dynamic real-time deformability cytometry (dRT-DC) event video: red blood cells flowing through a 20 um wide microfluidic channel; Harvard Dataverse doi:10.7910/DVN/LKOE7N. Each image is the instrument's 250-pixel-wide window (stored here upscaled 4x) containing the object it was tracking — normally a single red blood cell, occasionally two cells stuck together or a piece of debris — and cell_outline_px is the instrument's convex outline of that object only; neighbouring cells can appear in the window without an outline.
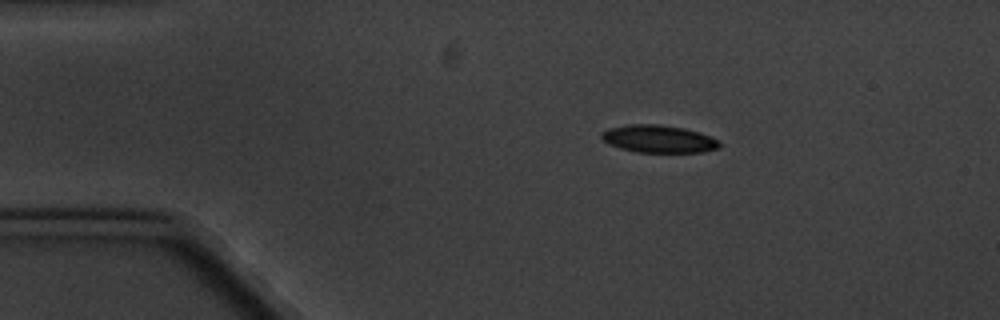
{"species": "common noctule bat (a hibernating species)", "species_latin": "Nyctalus noctula", "temperature_condition": "cold", "stored_images_in_passage": 5, "camera_frame_rate_fps": 3000, "um_per_image_px": 0.085, "animal": {"sex": "male", "body_mass_g": 20.1, "forearm_length_mm": 53.5}, "frame": {"image": 1, "passage_image": 3, "time_ms": 2.333, "image_size_px": [1000, 320], "cell_outline_px": [[720, 148], [704, 152], [636, 152], [620, 148], [608, 144], [600, 136], [608, 128], [628, 124], [656, 124], [684, 128], [700, 132], [712, 136], [720, 144]], "centroid_in_image_um": [56.0, 11.81], "position_along_channel_um": 29.0, "area_um2": 18.96}}